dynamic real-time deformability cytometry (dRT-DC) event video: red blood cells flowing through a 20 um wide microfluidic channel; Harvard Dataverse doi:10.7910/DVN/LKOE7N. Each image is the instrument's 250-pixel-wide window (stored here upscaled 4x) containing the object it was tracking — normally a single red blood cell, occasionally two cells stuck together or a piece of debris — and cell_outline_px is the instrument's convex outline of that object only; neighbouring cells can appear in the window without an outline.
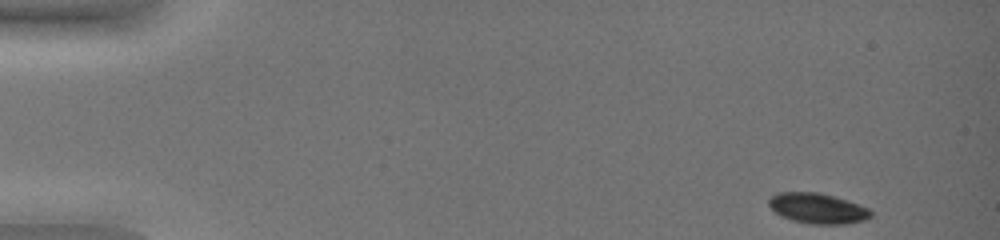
{"species": "common noctule bat (a hibernating species)", "species_latin": "Nyctalus noctula", "temperature_condition": "warm", "stored_images_in_passage": 47, "camera_frame_rate_fps": 3000, "um_per_image_px": 0.085, "animal": {"sex": "female", "body_mass_g": 19.0, "forearm_length_mm": 51.5}, "frame": {"image": 1, "passage_image": 1, "time_ms": 0.0, "image_size_px": [1000, 240], "cell_outline_px": [[872, 216], [864, 220], [844, 224], [812, 224], [792, 220], [780, 216], [768, 204], [768, 200], [772, 196], [780, 192], [816, 192], [832, 196], [868, 208], [872, 212]], "centroid_in_image_um": [69.47, 17.72], "position_along_channel_um": 15.5, "area_um2": 17.74}}
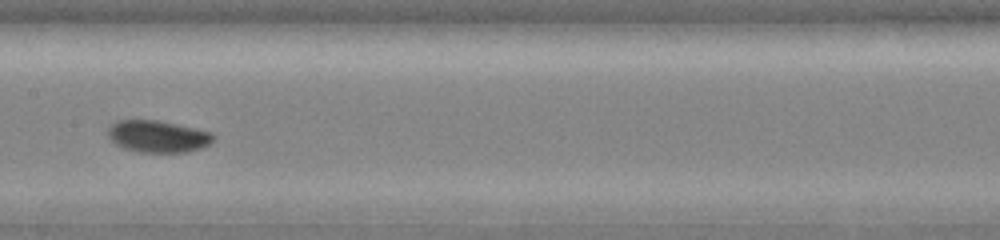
{"frame": {"image": 2, "passage_image": 25, "time_ms": 8.0, "image_size_px": [1000, 240], "cell_outline_px": [[216, 136], [208, 144], [200, 148], [184, 152], [140, 152], [124, 148], [116, 144], [108, 136], [108, 128], [116, 120], [156, 120], [176, 124], [212, 132]], "centroid_in_image_um": [13.4, 11.59], "position_along_channel_um": 194.0, "area_um2": 19.42}}
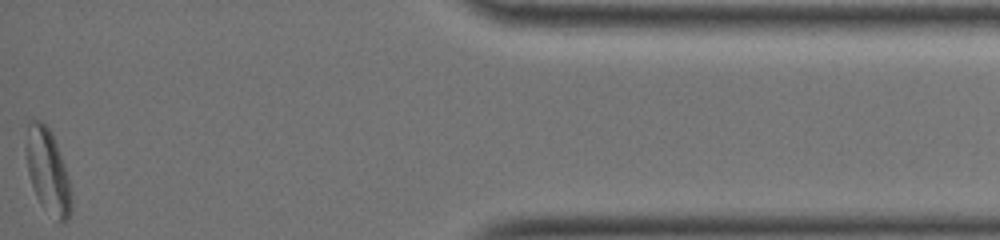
{"frame": {"image": 3, "passage_image": 47, "time_ms": 15.333, "image_size_px": [1000, 240], "cell_outline_px": [[72, 208], [68, 220], [64, 224], [44, 208], [40, 204], [36, 196], [28, 172], [28, 120], [40, 120], [52, 132], [72, 192]], "centroid_in_image_um": [4.1, 14.61], "position_along_channel_um": 431.1, "area_um2": 21.44}, "authors_computed_cell_mechanics": {"area_um2": 19.074, "velocity_mm_per_s": 3.9106, "shape_relaxation_time_tau1_ms": 4.7618, "shape_relaxation_time_tau2_ms": null, "deformation_change_tau1": 0.1232, "deformation_change_tau2": null}}